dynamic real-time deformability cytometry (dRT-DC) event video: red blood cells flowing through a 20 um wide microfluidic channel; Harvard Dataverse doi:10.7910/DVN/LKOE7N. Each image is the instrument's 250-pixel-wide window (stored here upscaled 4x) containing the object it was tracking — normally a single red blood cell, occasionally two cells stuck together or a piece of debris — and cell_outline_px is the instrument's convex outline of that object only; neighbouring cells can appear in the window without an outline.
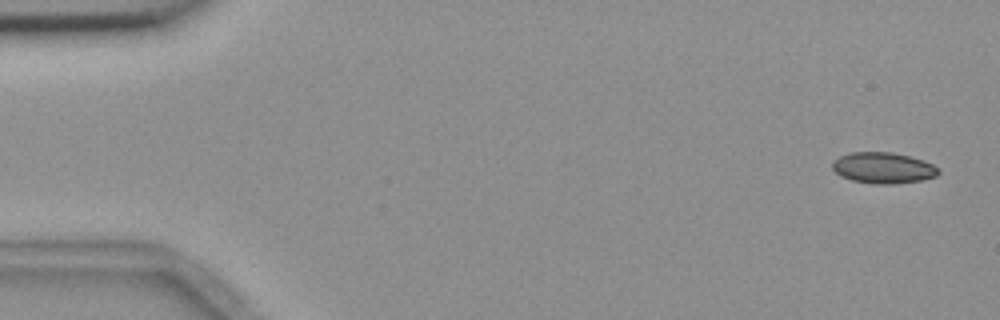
{"species": "common noctule bat (a hibernating species)", "species_latin": "Nyctalus noctula", "temperature_condition": "room temperature", "stored_images_in_passage": 6, "segment_of_instrument_passage": [1, 2], "camera_frame_rate_fps": 3000, "um_per_image_px": 0.085, "animal": {"sex": "female", "body_mass_g": 18.4}, "frame": {"image": 1, "passage_image": 1, "time_ms": 0.0, "image_size_px": [1000, 320], "cell_outline_px": [[940, 172], [936, 176], [920, 180], [892, 184], [872, 184], [852, 180], [840, 176], [832, 168], [832, 160], [848, 152], [892, 152], [924, 160], [932, 164]], "centroid_in_image_um": [75.02, 14.26], "position_along_channel_um": 10.0, "area_um2": 19.19}}
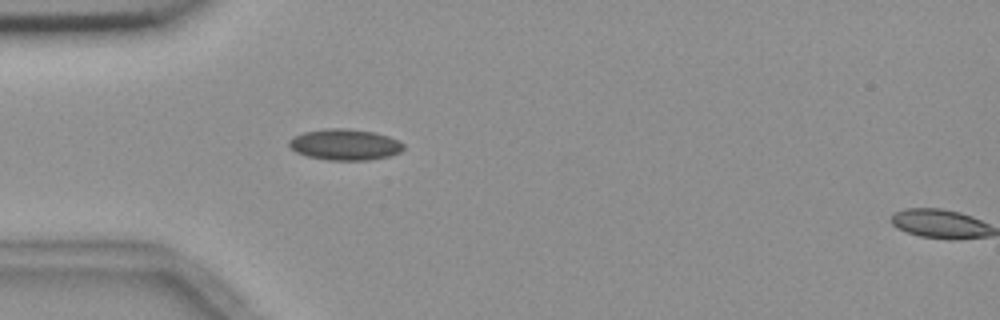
{"frame": {"image": 2, "passage_image": 5, "time_ms": 4.667, "image_size_px": [1000, 320], "cell_outline_px": [[404, 148], [400, 152], [388, 156], [368, 160], [328, 160], [308, 156], [296, 152], [288, 144], [288, 140], [292, 136], [304, 132], [324, 128], [348, 128], [376, 132], [400, 140], [404, 144]], "centroid_in_image_um": [29.32, 12.27], "position_along_channel_um": 55.7, "area_um2": 20.92}}